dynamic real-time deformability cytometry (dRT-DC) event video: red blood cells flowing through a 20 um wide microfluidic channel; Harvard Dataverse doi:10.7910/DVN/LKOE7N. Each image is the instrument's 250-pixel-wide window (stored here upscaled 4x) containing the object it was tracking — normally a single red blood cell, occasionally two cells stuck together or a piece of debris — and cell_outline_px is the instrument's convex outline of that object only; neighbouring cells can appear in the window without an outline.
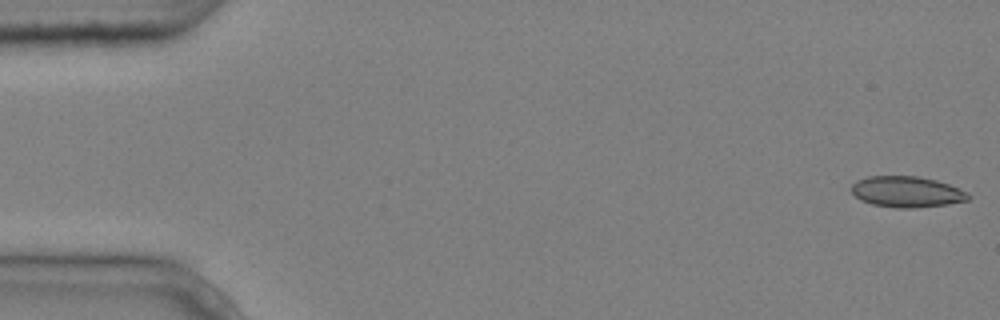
{"species": "common noctule bat (a hibernating species)", "species_latin": "Nyctalus noctula", "temperature_condition": "cold", "stored_images_in_passage": 6, "segment_of_instrument_passage": [1, 2], "camera_frame_rate_fps": 3000, "um_per_image_px": 0.085, "animal": {"sex": "male", "body_mass_g": 20.4}, "frame": {"image": 1, "passage_image": 1, "time_ms": 0.0, "image_size_px": [1000, 320], "cell_outline_px": [[972, 196], [968, 200], [948, 204], [916, 208], [896, 208], [872, 204], [860, 200], [852, 192], [852, 184], [856, 180], [868, 176], [916, 176], [936, 180], [948, 184], [968, 192]], "centroid_in_image_um": [77.08, 16.31], "position_along_channel_um": 7.9, "area_um2": 21.15}}
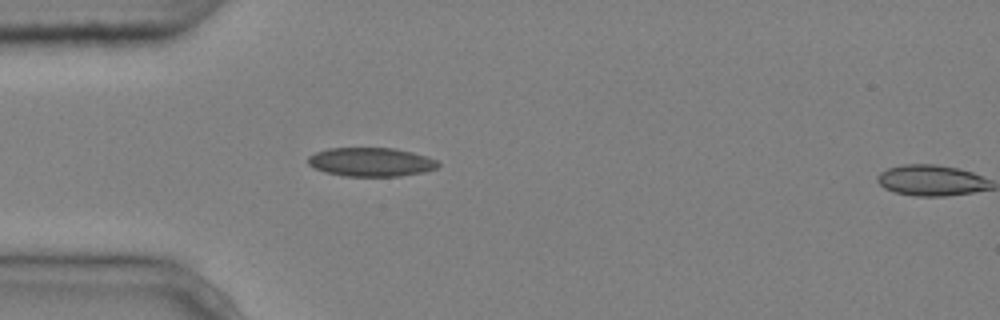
{"frame": {"image": 2, "passage_image": 5, "time_ms": 1.333, "image_size_px": [1000, 320], "cell_outline_px": [[440, 164], [436, 168], [424, 172], [400, 176], [344, 176], [324, 172], [308, 164], [308, 156], [316, 152], [328, 148], [396, 148], [428, 156], [436, 160]], "centroid_in_image_um": [31.54, 13.77], "position_along_channel_um": 53.5, "area_um2": 21.91}}